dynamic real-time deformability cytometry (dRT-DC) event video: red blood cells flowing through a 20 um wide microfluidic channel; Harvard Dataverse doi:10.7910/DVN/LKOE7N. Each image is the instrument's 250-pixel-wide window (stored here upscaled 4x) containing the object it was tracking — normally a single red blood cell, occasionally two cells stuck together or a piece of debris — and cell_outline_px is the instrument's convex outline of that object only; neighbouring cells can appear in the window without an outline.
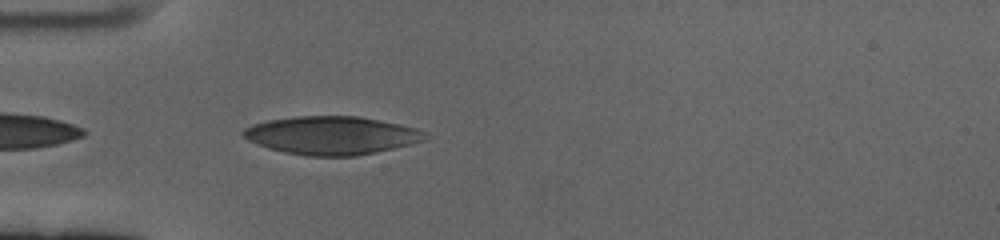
{"species": "human", "species_latin": "Homo sapiens", "temperature_condition": "cold", "stored_images_in_passage": 43, "camera_frame_rate_fps": 3000, "um_per_image_px": 0.085, "donor": {"sex": "female"}, "frame": {"image": 1, "passage_image": 1, "time_ms": 0.0, "image_size_px": [1000, 240], "cell_outline_px": [[432, 136], [428, 140], [412, 144], [376, 152], [356, 156], [308, 156], [284, 152], [268, 148], [256, 144], [248, 140], [240, 132], [244, 128], [252, 124], [268, 120], [296, 116], [360, 116], [400, 124], [416, 128]], "centroid_in_image_um": [28.22, 11.51], "position_along_channel_um": 56.8, "area_um2": 40.86}}
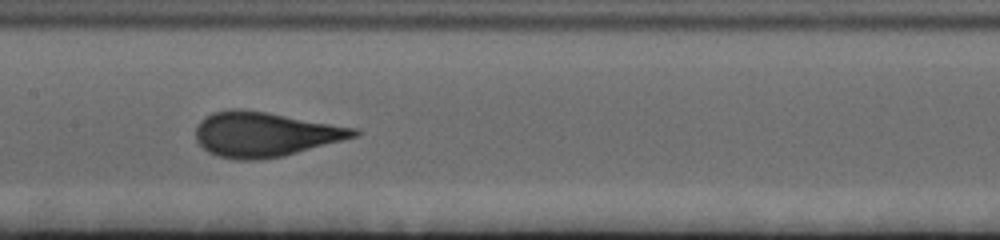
{"frame": {"image": 2, "passage_image": 13, "time_ms": 4.0, "image_size_px": [1000, 240], "cell_outline_px": [[360, 132], [356, 136], [284, 156], [256, 160], [236, 160], [216, 156], [208, 152], [196, 140], [196, 128], [200, 120], [212, 112], [232, 108], [240, 108], [264, 112], [356, 128]], "centroid_in_image_um": [22.45, 11.42], "position_along_channel_um": 185.0, "area_um2": 40.92}}
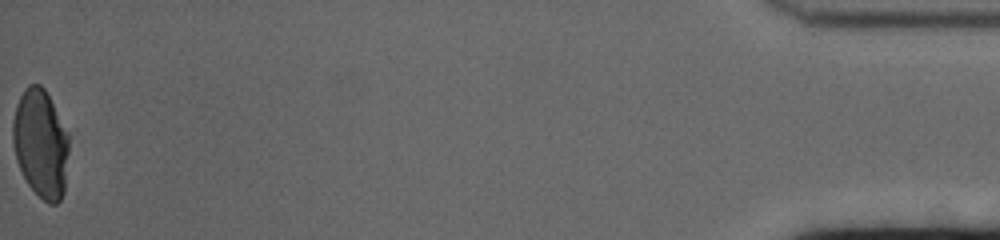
{"frame": {"image": 3, "passage_image": 43, "time_ms": 14.0, "image_size_px": [1000, 240], "cell_outline_px": [[68, 152], [64, 192], [60, 200], [56, 204], [48, 204], [28, 184], [16, 160], [12, 140], [12, 124], [16, 104], [24, 88], [28, 84], [40, 84], [44, 88], [68, 132]], "centroid_in_image_um": [3.45, 12.18], "position_along_channel_um": 431.8, "area_um2": 35.37}, "authors_computed_cell_mechanics": {"area_um2": 40.2866, "velocity_mm_per_s": 3.3749, "shape_relaxation_time_tau1_ms": 5.6942, "shape_relaxation_time_tau2_ms": null, "deformation_change_tau1": 0.1922, "deformation_change_tau2": null}}